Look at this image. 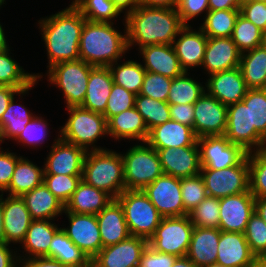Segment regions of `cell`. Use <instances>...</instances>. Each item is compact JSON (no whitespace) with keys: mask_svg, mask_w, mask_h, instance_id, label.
I'll return each instance as SVG.
<instances>
[{"mask_svg":"<svg viewBox=\"0 0 266 267\" xmlns=\"http://www.w3.org/2000/svg\"><path fill=\"white\" fill-rule=\"evenodd\" d=\"M21 198L32 220H54L64 213L65 205L54 196L44 183L24 193Z\"/></svg>","mask_w":266,"mask_h":267,"instance_id":"1f68e13d","label":"cell"},{"mask_svg":"<svg viewBox=\"0 0 266 267\" xmlns=\"http://www.w3.org/2000/svg\"><path fill=\"white\" fill-rule=\"evenodd\" d=\"M227 124V106L206 90L194 103L193 131L197 138L224 135Z\"/></svg>","mask_w":266,"mask_h":267,"instance_id":"4fadbf2b","label":"cell"},{"mask_svg":"<svg viewBox=\"0 0 266 267\" xmlns=\"http://www.w3.org/2000/svg\"><path fill=\"white\" fill-rule=\"evenodd\" d=\"M243 0H209V10L240 9Z\"/></svg>","mask_w":266,"mask_h":267,"instance_id":"e7e4bbea","label":"cell"},{"mask_svg":"<svg viewBox=\"0 0 266 267\" xmlns=\"http://www.w3.org/2000/svg\"><path fill=\"white\" fill-rule=\"evenodd\" d=\"M227 139L240 145L247 153L266 147V139L257 131L249 130L248 107L241 101L227 106Z\"/></svg>","mask_w":266,"mask_h":267,"instance_id":"9a60e30c","label":"cell"},{"mask_svg":"<svg viewBox=\"0 0 266 267\" xmlns=\"http://www.w3.org/2000/svg\"><path fill=\"white\" fill-rule=\"evenodd\" d=\"M249 191L255 198L266 197V147L247 153Z\"/></svg>","mask_w":266,"mask_h":267,"instance_id":"bcb514c9","label":"cell"},{"mask_svg":"<svg viewBox=\"0 0 266 267\" xmlns=\"http://www.w3.org/2000/svg\"><path fill=\"white\" fill-rule=\"evenodd\" d=\"M32 218L25 201L20 196L3 198V226L5 243L21 244L30 227Z\"/></svg>","mask_w":266,"mask_h":267,"instance_id":"cb8c5ba5","label":"cell"},{"mask_svg":"<svg viewBox=\"0 0 266 267\" xmlns=\"http://www.w3.org/2000/svg\"><path fill=\"white\" fill-rule=\"evenodd\" d=\"M239 68L249 89L266 88V42L242 53Z\"/></svg>","mask_w":266,"mask_h":267,"instance_id":"e575fe53","label":"cell"},{"mask_svg":"<svg viewBox=\"0 0 266 267\" xmlns=\"http://www.w3.org/2000/svg\"><path fill=\"white\" fill-rule=\"evenodd\" d=\"M179 0H138V5H143L146 7L153 8H168L176 9Z\"/></svg>","mask_w":266,"mask_h":267,"instance_id":"03108f58","label":"cell"},{"mask_svg":"<svg viewBox=\"0 0 266 267\" xmlns=\"http://www.w3.org/2000/svg\"><path fill=\"white\" fill-rule=\"evenodd\" d=\"M209 0H179L177 12L183 25H190L189 21L204 14L205 18L209 11Z\"/></svg>","mask_w":266,"mask_h":267,"instance_id":"11a10c76","label":"cell"},{"mask_svg":"<svg viewBox=\"0 0 266 267\" xmlns=\"http://www.w3.org/2000/svg\"><path fill=\"white\" fill-rule=\"evenodd\" d=\"M135 97V94L114 83L107 100L105 113L103 114L106 120L108 121L114 115L133 108Z\"/></svg>","mask_w":266,"mask_h":267,"instance_id":"db71d44e","label":"cell"},{"mask_svg":"<svg viewBox=\"0 0 266 267\" xmlns=\"http://www.w3.org/2000/svg\"><path fill=\"white\" fill-rule=\"evenodd\" d=\"M124 60L123 63L117 61L109 66L113 82L137 95L140 93L146 70L137 60Z\"/></svg>","mask_w":266,"mask_h":267,"instance_id":"f35d334b","label":"cell"},{"mask_svg":"<svg viewBox=\"0 0 266 267\" xmlns=\"http://www.w3.org/2000/svg\"><path fill=\"white\" fill-rule=\"evenodd\" d=\"M81 180L116 199L126 190L121 152L107 148L87 151Z\"/></svg>","mask_w":266,"mask_h":267,"instance_id":"277c9868","label":"cell"},{"mask_svg":"<svg viewBox=\"0 0 266 267\" xmlns=\"http://www.w3.org/2000/svg\"><path fill=\"white\" fill-rule=\"evenodd\" d=\"M81 181V176L63 174H43V183L64 205L70 200L72 194Z\"/></svg>","mask_w":266,"mask_h":267,"instance_id":"816d5d0a","label":"cell"},{"mask_svg":"<svg viewBox=\"0 0 266 267\" xmlns=\"http://www.w3.org/2000/svg\"><path fill=\"white\" fill-rule=\"evenodd\" d=\"M201 169H223L238 165L247 152L231 143L225 135L197 138Z\"/></svg>","mask_w":266,"mask_h":267,"instance_id":"8fae6325","label":"cell"},{"mask_svg":"<svg viewBox=\"0 0 266 267\" xmlns=\"http://www.w3.org/2000/svg\"><path fill=\"white\" fill-rule=\"evenodd\" d=\"M216 263L229 267H253L258 261L251 252L245 234L240 232H220Z\"/></svg>","mask_w":266,"mask_h":267,"instance_id":"603a6c76","label":"cell"},{"mask_svg":"<svg viewBox=\"0 0 266 267\" xmlns=\"http://www.w3.org/2000/svg\"><path fill=\"white\" fill-rule=\"evenodd\" d=\"M71 3L91 22L114 23L121 15L112 0H74Z\"/></svg>","mask_w":266,"mask_h":267,"instance_id":"b9f144b4","label":"cell"},{"mask_svg":"<svg viewBox=\"0 0 266 267\" xmlns=\"http://www.w3.org/2000/svg\"><path fill=\"white\" fill-rule=\"evenodd\" d=\"M102 248L115 245L131 236L123 209L120 203L113 199L100 213L96 215Z\"/></svg>","mask_w":266,"mask_h":267,"instance_id":"4316f807","label":"cell"},{"mask_svg":"<svg viewBox=\"0 0 266 267\" xmlns=\"http://www.w3.org/2000/svg\"><path fill=\"white\" fill-rule=\"evenodd\" d=\"M255 212L266 222V197L255 198Z\"/></svg>","mask_w":266,"mask_h":267,"instance_id":"a7ac6f4b","label":"cell"},{"mask_svg":"<svg viewBox=\"0 0 266 267\" xmlns=\"http://www.w3.org/2000/svg\"><path fill=\"white\" fill-rule=\"evenodd\" d=\"M89 267H96V266L91 262Z\"/></svg>","mask_w":266,"mask_h":267,"instance_id":"b9fcfbb0","label":"cell"},{"mask_svg":"<svg viewBox=\"0 0 266 267\" xmlns=\"http://www.w3.org/2000/svg\"><path fill=\"white\" fill-rule=\"evenodd\" d=\"M134 107L142 115L148 131L171 120L168 102L137 94Z\"/></svg>","mask_w":266,"mask_h":267,"instance_id":"f6af8a7d","label":"cell"},{"mask_svg":"<svg viewBox=\"0 0 266 267\" xmlns=\"http://www.w3.org/2000/svg\"><path fill=\"white\" fill-rule=\"evenodd\" d=\"M231 38L241 53L266 42V34L241 14L237 17Z\"/></svg>","mask_w":266,"mask_h":267,"instance_id":"ee69618b","label":"cell"},{"mask_svg":"<svg viewBox=\"0 0 266 267\" xmlns=\"http://www.w3.org/2000/svg\"><path fill=\"white\" fill-rule=\"evenodd\" d=\"M207 195L215 198L249 191V164L247 156L236 166L223 169H201Z\"/></svg>","mask_w":266,"mask_h":267,"instance_id":"30bf717a","label":"cell"},{"mask_svg":"<svg viewBox=\"0 0 266 267\" xmlns=\"http://www.w3.org/2000/svg\"><path fill=\"white\" fill-rule=\"evenodd\" d=\"M69 117L59 128L60 138L86 151L106 149L97 146L98 139L108 136V124L103 114L86 110L80 106L66 109Z\"/></svg>","mask_w":266,"mask_h":267,"instance_id":"5b68a950","label":"cell"},{"mask_svg":"<svg viewBox=\"0 0 266 267\" xmlns=\"http://www.w3.org/2000/svg\"><path fill=\"white\" fill-rule=\"evenodd\" d=\"M142 66L151 73H158L170 78L181 76L185 71L181 68L173 45L155 44L138 49Z\"/></svg>","mask_w":266,"mask_h":267,"instance_id":"d4e9b609","label":"cell"},{"mask_svg":"<svg viewBox=\"0 0 266 267\" xmlns=\"http://www.w3.org/2000/svg\"><path fill=\"white\" fill-rule=\"evenodd\" d=\"M85 21L72 3L49 17L40 18L38 28L47 51L48 69L60 62L80 59L79 41Z\"/></svg>","mask_w":266,"mask_h":267,"instance_id":"7a4b0ae2","label":"cell"},{"mask_svg":"<svg viewBox=\"0 0 266 267\" xmlns=\"http://www.w3.org/2000/svg\"><path fill=\"white\" fill-rule=\"evenodd\" d=\"M189 74L190 72H184L172 79L168 104H194L205 92V86Z\"/></svg>","mask_w":266,"mask_h":267,"instance_id":"ab89813d","label":"cell"},{"mask_svg":"<svg viewBox=\"0 0 266 267\" xmlns=\"http://www.w3.org/2000/svg\"><path fill=\"white\" fill-rule=\"evenodd\" d=\"M220 229L194 226L186 256L197 266L216 263Z\"/></svg>","mask_w":266,"mask_h":267,"instance_id":"f1b7e54d","label":"cell"},{"mask_svg":"<svg viewBox=\"0 0 266 267\" xmlns=\"http://www.w3.org/2000/svg\"><path fill=\"white\" fill-rule=\"evenodd\" d=\"M193 229L194 225L188 215L164 217L148 240V245L161 253L186 256Z\"/></svg>","mask_w":266,"mask_h":267,"instance_id":"9c48e42d","label":"cell"},{"mask_svg":"<svg viewBox=\"0 0 266 267\" xmlns=\"http://www.w3.org/2000/svg\"><path fill=\"white\" fill-rule=\"evenodd\" d=\"M116 200L120 203L131 236L147 241L153 236L162 216L143 190H124Z\"/></svg>","mask_w":266,"mask_h":267,"instance_id":"ba28073f","label":"cell"},{"mask_svg":"<svg viewBox=\"0 0 266 267\" xmlns=\"http://www.w3.org/2000/svg\"><path fill=\"white\" fill-rule=\"evenodd\" d=\"M240 9L208 11L199 26L207 37H231Z\"/></svg>","mask_w":266,"mask_h":267,"instance_id":"60d3db41","label":"cell"},{"mask_svg":"<svg viewBox=\"0 0 266 267\" xmlns=\"http://www.w3.org/2000/svg\"><path fill=\"white\" fill-rule=\"evenodd\" d=\"M4 194H0V242H5V233L3 226V196Z\"/></svg>","mask_w":266,"mask_h":267,"instance_id":"2644e50d","label":"cell"},{"mask_svg":"<svg viewBox=\"0 0 266 267\" xmlns=\"http://www.w3.org/2000/svg\"><path fill=\"white\" fill-rule=\"evenodd\" d=\"M49 124L44 117L35 115L25 126L24 130L14 140L17 144L22 146H28L32 149L41 148L42 143L44 144L47 137H49ZM39 147V148H38Z\"/></svg>","mask_w":266,"mask_h":267,"instance_id":"681fc988","label":"cell"},{"mask_svg":"<svg viewBox=\"0 0 266 267\" xmlns=\"http://www.w3.org/2000/svg\"><path fill=\"white\" fill-rule=\"evenodd\" d=\"M219 211V198L207 196L188 216L196 227L219 229Z\"/></svg>","mask_w":266,"mask_h":267,"instance_id":"7dc6e473","label":"cell"},{"mask_svg":"<svg viewBox=\"0 0 266 267\" xmlns=\"http://www.w3.org/2000/svg\"><path fill=\"white\" fill-rule=\"evenodd\" d=\"M171 120L193 129L194 104H169Z\"/></svg>","mask_w":266,"mask_h":267,"instance_id":"91938a15","label":"cell"},{"mask_svg":"<svg viewBox=\"0 0 266 267\" xmlns=\"http://www.w3.org/2000/svg\"><path fill=\"white\" fill-rule=\"evenodd\" d=\"M148 241L130 236L115 245L103 247L91 260L96 267H138Z\"/></svg>","mask_w":266,"mask_h":267,"instance_id":"d6986e66","label":"cell"},{"mask_svg":"<svg viewBox=\"0 0 266 267\" xmlns=\"http://www.w3.org/2000/svg\"><path fill=\"white\" fill-rule=\"evenodd\" d=\"M11 49L0 52V85L20 90L31 87L44 76L41 73H28L11 57Z\"/></svg>","mask_w":266,"mask_h":267,"instance_id":"d590c367","label":"cell"},{"mask_svg":"<svg viewBox=\"0 0 266 267\" xmlns=\"http://www.w3.org/2000/svg\"><path fill=\"white\" fill-rule=\"evenodd\" d=\"M4 32V28L0 22V52L10 49V46L8 45L9 43L6 39L7 37L5 36Z\"/></svg>","mask_w":266,"mask_h":267,"instance_id":"8c879c8a","label":"cell"},{"mask_svg":"<svg viewBox=\"0 0 266 267\" xmlns=\"http://www.w3.org/2000/svg\"><path fill=\"white\" fill-rule=\"evenodd\" d=\"M143 192L163 218L184 216L181 179L162 174L147 185Z\"/></svg>","mask_w":266,"mask_h":267,"instance_id":"7c38bea8","label":"cell"},{"mask_svg":"<svg viewBox=\"0 0 266 267\" xmlns=\"http://www.w3.org/2000/svg\"><path fill=\"white\" fill-rule=\"evenodd\" d=\"M38 80L29 88H26L24 90H20L14 87H9V86H1L0 85V119L3 115V113L6 111L11 99L14 96H17L19 98H23L26 94L29 93V91L37 85Z\"/></svg>","mask_w":266,"mask_h":267,"instance_id":"94428289","label":"cell"},{"mask_svg":"<svg viewBox=\"0 0 266 267\" xmlns=\"http://www.w3.org/2000/svg\"><path fill=\"white\" fill-rule=\"evenodd\" d=\"M57 136L45 159L44 174L82 176L83 162L87 151L82 147L62 140L60 132Z\"/></svg>","mask_w":266,"mask_h":267,"instance_id":"2e32d148","label":"cell"},{"mask_svg":"<svg viewBox=\"0 0 266 267\" xmlns=\"http://www.w3.org/2000/svg\"><path fill=\"white\" fill-rule=\"evenodd\" d=\"M202 267H229V266L221 265V264H218V263H212L210 265H206V266H202Z\"/></svg>","mask_w":266,"mask_h":267,"instance_id":"34e18365","label":"cell"},{"mask_svg":"<svg viewBox=\"0 0 266 267\" xmlns=\"http://www.w3.org/2000/svg\"><path fill=\"white\" fill-rule=\"evenodd\" d=\"M181 194L184 205V215H188L208 195L200 174L181 179Z\"/></svg>","mask_w":266,"mask_h":267,"instance_id":"f907efd6","label":"cell"},{"mask_svg":"<svg viewBox=\"0 0 266 267\" xmlns=\"http://www.w3.org/2000/svg\"><path fill=\"white\" fill-rule=\"evenodd\" d=\"M93 67L82 59H78L57 63L47 70V81L59 90L61 89L66 108L82 105Z\"/></svg>","mask_w":266,"mask_h":267,"instance_id":"52a82bcc","label":"cell"},{"mask_svg":"<svg viewBox=\"0 0 266 267\" xmlns=\"http://www.w3.org/2000/svg\"><path fill=\"white\" fill-rule=\"evenodd\" d=\"M240 14L266 34V3L253 0H243Z\"/></svg>","mask_w":266,"mask_h":267,"instance_id":"9f6ffc18","label":"cell"},{"mask_svg":"<svg viewBox=\"0 0 266 267\" xmlns=\"http://www.w3.org/2000/svg\"><path fill=\"white\" fill-rule=\"evenodd\" d=\"M126 25L128 51L137 46L173 45L178 32L184 26L177 9L153 8L138 5L123 17Z\"/></svg>","mask_w":266,"mask_h":267,"instance_id":"6da1fadb","label":"cell"},{"mask_svg":"<svg viewBox=\"0 0 266 267\" xmlns=\"http://www.w3.org/2000/svg\"><path fill=\"white\" fill-rule=\"evenodd\" d=\"M124 17L138 6V0H112Z\"/></svg>","mask_w":266,"mask_h":267,"instance_id":"003e7915","label":"cell"},{"mask_svg":"<svg viewBox=\"0 0 266 267\" xmlns=\"http://www.w3.org/2000/svg\"><path fill=\"white\" fill-rule=\"evenodd\" d=\"M172 78L146 71L140 95L167 102Z\"/></svg>","mask_w":266,"mask_h":267,"instance_id":"f5cc1de1","label":"cell"},{"mask_svg":"<svg viewBox=\"0 0 266 267\" xmlns=\"http://www.w3.org/2000/svg\"><path fill=\"white\" fill-rule=\"evenodd\" d=\"M14 96L0 119V145L5 140H15L26 124L35 116L23 104L15 103Z\"/></svg>","mask_w":266,"mask_h":267,"instance_id":"74e56055","label":"cell"},{"mask_svg":"<svg viewBox=\"0 0 266 267\" xmlns=\"http://www.w3.org/2000/svg\"><path fill=\"white\" fill-rule=\"evenodd\" d=\"M113 199L107 192L81 180L70 200L66 203L64 212L97 215Z\"/></svg>","mask_w":266,"mask_h":267,"instance_id":"d6a6232c","label":"cell"},{"mask_svg":"<svg viewBox=\"0 0 266 267\" xmlns=\"http://www.w3.org/2000/svg\"><path fill=\"white\" fill-rule=\"evenodd\" d=\"M197 137L191 127L170 120L149 130L146 143L153 148L192 146Z\"/></svg>","mask_w":266,"mask_h":267,"instance_id":"484cf974","label":"cell"},{"mask_svg":"<svg viewBox=\"0 0 266 267\" xmlns=\"http://www.w3.org/2000/svg\"><path fill=\"white\" fill-rule=\"evenodd\" d=\"M242 102L248 107L249 130L266 139V88L248 89Z\"/></svg>","mask_w":266,"mask_h":267,"instance_id":"7bdbcfd3","label":"cell"},{"mask_svg":"<svg viewBox=\"0 0 266 267\" xmlns=\"http://www.w3.org/2000/svg\"><path fill=\"white\" fill-rule=\"evenodd\" d=\"M113 84L109 67H93L87 83L86 96L80 107L104 114Z\"/></svg>","mask_w":266,"mask_h":267,"instance_id":"f546056e","label":"cell"},{"mask_svg":"<svg viewBox=\"0 0 266 267\" xmlns=\"http://www.w3.org/2000/svg\"><path fill=\"white\" fill-rule=\"evenodd\" d=\"M204 84L206 91L226 106L241 102L249 89L239 67L211 74Z\"/></svg>","mask_w":266,"mask_h":267,"instance_id":"ffe728a7","label":"cell"},{"mask_svg":"<svg viewBox=\"0 0 266 267\" xmlns=\"http://www.w3.org/2000/svg\"><path fill=\"white\" fill-rule=\"evenodd\" d=\"M4 4H6V0H0V8H2V5L5 6Z\"/></svg>","mask_w":266,"mask_h":267,"instance_id":"11e5206c","label":"cell"},{"mask_svg":"<svg viewBox=\"0 0 266 267\" xmlns=\"http://www.w3.org/2000/svg\"><path fill=\"white\" fill-rule=\"evenodd\" d=\"M2 148L0 147V194H5L4 191L10 185L16 163L21 156L10 152L9 148L5 150Z\"/></svg>","mask_w":266,"mask_h":267,"instance_id":"6f0895ef","label":"cell"},{"mask_svg":"<svg viewBox=\"0 0 266 267\" xmlns=\"http://www.w3.org/2000/svg\"><path fill=\"white\" fill-rule=\"evenodd\" d=\"M54 220H32L21 243L23 254L18 258L49 257V246L55 233L61 228ZM25 253V254H24Z\"/></svg>","mask_w":266,"mask_h":267,"instance_id":"83f0119b","label":"cell"},{"mask_svg":"<svg viewBox=\"0 0 266 267\" xmlns=\"http://www.w3.org/2000/svg\"><path fill=\"white\" fill-rule=\"evenodd\" d=\"M241 52L231 37H208L202 69L205 74L227 71L239 67Z\"/></svg>","mask_w":266,"mask_h":267,"instance_id":"7402d4cb","label":"cell"},{"mask_svg":"<svg viewBox=\"0 0 266 267\" xmlns=\"http://www.w3.org/2000/svg\"><path fill=\"white\" fill-rule=\"evenodd\" d=\"M69 226L61 227L69 239L92 260L102 249L99 224L94 214L64 212Z\"/></svg>","mask_w":266,"mask_h":267,"instance_id":"5bb4252c","label":"cell"},{"mask_svg":"<svg viewBox=\"0 0 266 267\" xmlns=\"http://www.w3.org/2000/svg\"><path fill=\"white\" fill-rule=\"evenodd\" d=\"M245 239L258 260L266 259V222L254 212L245 230Z\"/></svg>","mask_w":266,"mask_h":267,"instance_id":"c3c4849f","label":"cell"},{"mask_svg":"<svg viewBox=\"0 0 266 267\" xmlns=\"http://www.w3.org/2000/svg\"><path fill=\"white\" fill-rule=\"evenodd\" d=\"M219 229L245 233L247 223L255 212V197L250 192L219 199Z\"/></svg>","mask_w":266,"mask_h":267,"instance_id":"e0dca14e","label":"cell"},{"mask_svg":"<svg viewBox=\"0 0 266 267\" xmlns=\"http://www.w3.org/2000/svg\"><path fill=\"white\" fill-rule=\"evenodd\" d=\"M208 37L199 27L193 29L191 25H184L174 39L173 47L179 59L181 68L188 72L190 68L201 67L204 59Z\"/></svg>","mask_w":266,"mask_h":267,"instance_id":"44dd1931","label":"cell"},{"mask_svg":"<svg viewBox=\"0 0 266 267\" xmlns=\"http://www.w3.org/2000/svg\"><path fill=\"white\" fill-rule=\"evenodd\" d=\"M253 1H257V2H265V3H266V0H253Z\"/></svg>","mask_w":266,"mask_h":267,"instance_id":"2a66077c","label":"cell"},{"mask_svg":"<svg viewBox=\"0 0 266 267\" xmlns=\"http://www.w3.org/2000/svg\"><path fill=\"white\" fill-rule=\"evenodd\" d=\"M253 267H266V259L258 260Z\"/></svg>","mask_w":266,"mask_h":267,"instance_id":"753ad0ef","label":"cell"},{"mask_svg":"<svg viewBox=\"0 0 266 267\" xmlns=\"http://www.w3.org/2000/svg\"><path fill=\"white\" fill-rule=\"evenodd\" d=\"M43 166L40 167L27 157L21 156L15 166L9 187L4 191L8 196H22L43 183Z\"/></svg>","mask_w":266,"mask_h":267,"instance_id":"836d02e7","label":"cell"},{"mask_svg":"<svg viewBox=\"0 0 266 267\" xmlns=\"http://www.w3.org/2000/svg\"><path fill=\"white\" fill-rule=\"evenodd\" d=\"M121 156L126 190H143L163 174L158 152L146 142L131 146Z\"/></svg>","mask_w":266,"mask_h":267,"instance_id":"8992f818","label":"cell"},{"mask_svg":"<svg viewBox=\"0 0 266 267\" xmlns=\"http://www.w3.org/2000/svg\"><path fill=\"white\" fill-rule=\"evenodd\" d=\"M172 267H197L187 256L177 257Z\"/></svg>","mask_w":266,"mask_h":267,"instance_id":"89a4df30","label":"cell"},{"mask_svg":"<svg viewBox=\"0 0 266 267\" xmlns=\"http://www.w3.org/2000/svg\"><path fill=\"white\" fill-rule=\"evenodd\" d=\"M177 256L161 253L149 245L143 251L138 267H172Z\"/></svg>","mask_w":266,"mask_h":267,"instance_id":"680465c9","label":"cell"},{"mask_svg":"<svg viewBox=\"0 0 266 267\" xmlns=\"http://www.w3.org/2000/svg\"><path fill=\"white\" fill-rule=\"evenodd\" d=\"M108 136L115 141L125 139L146 142L149 131L145 125L142 115L133 107L114 115L108 121Z\"/></svg>","mask_w":266,"mask_h":267,"instance_id":"4dcf8cb0","label":"cell"},{"mask_svg":"<svg viewBox=\"0 0 266 267\" xmlns=\"http://www.w3.org/2000/svg\"><path fill=\"white\" fill-rule=\"evenodd\" d=\"M49 258L59 260L68 267H89L91 260L60 228L49 246Z\"/></svg>","mask_w":266,"mask_h":267,"instance_id":"8d00e7d4","label":"cell"},{"mask_svg":"<svg viewBox=\"0 0 266 267\" xmlns=\"http://www.w3.org/2000/svg\"><path fill=\"white\" fill-rule=\"evenodd\" d=\"M5 242H0V267H19L18 251L11 249Z\"/></svg>","mask_w":266,"mask_h":267,"instance_id":"be15d7a7","label":"cell"},{"mask_svg":"<svg viewBox=\"0 0 266 267\" xmlns=\"http://www.w3.org/2000/svg\"><path fill=\"white\" fill-rule=\"evenodd\" d=\"M154 149L159 154L163 174L179 179L200 174L201 164L197 141L187 147Z\"/></svg>","mask_w":266,"mask_h":267,"instance_id":"ac0fdd59","label":"cell"},{"mask_svg":"<svg viewBox=\"0 0 266 267\" xmlns=\"http://www.w3.org/2000/svg\"><path fill=\"white\" fill-rule=\"evenodd\" d=\"M124 33L114 23L85 21L79 41L80 59L96 67H109L128 52L126 25Z\"/></svg>","mask_w":266,"mask_h":267,"instance_id":"3957f363","label":"cell"},{"mask_svg":"<svg viewBox=\"0 0 266 267\" xmlns=\"http://www.w3.org/2000/svg\"><path fill=\"white\" fill-rule=\"evenodd\" d=\"M19 267H68L59 260L49 257L19 258Z\"/></svg>","mask_w":266,"mask_h":267,"instance_id":"6125c7cd","label":"cell"}]
</instances>
